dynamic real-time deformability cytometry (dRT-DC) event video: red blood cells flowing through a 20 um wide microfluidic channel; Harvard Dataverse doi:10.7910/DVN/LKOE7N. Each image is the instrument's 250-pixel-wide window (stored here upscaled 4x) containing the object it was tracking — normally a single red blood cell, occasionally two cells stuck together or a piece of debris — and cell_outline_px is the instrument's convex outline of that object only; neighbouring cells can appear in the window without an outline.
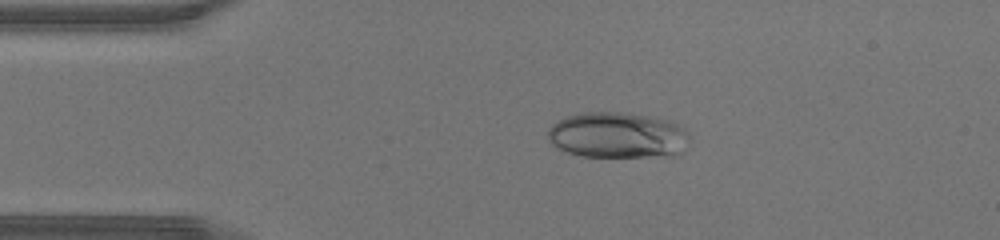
{"species": "human", "species_latin": "Homo sapiens", "temperature_condition": "warm", "stored_images_in_passage": 37, "camera_frame_rate_fps": 3000, "um_per_image_px": 0.085, "donor": {"sex": "male"}, "frame": {"image": 1, "passage_image": 2, "time_ms": 0.333, "image_size_px": [1000, 240], "cell_outline_px": [[688, 136], [676, 152], [672, 156], [580, 156], [568, 152], [552, 144], [548, 140], [548, 128], [552, 124], [568, 116], [584, 112], [624, 112], [672, 120], [680, 124], [688, 132]], "centroid_in_image_um": [52.45, 11.47], "position_along_channel_um": 32.6, "area_um2": 37.45}}
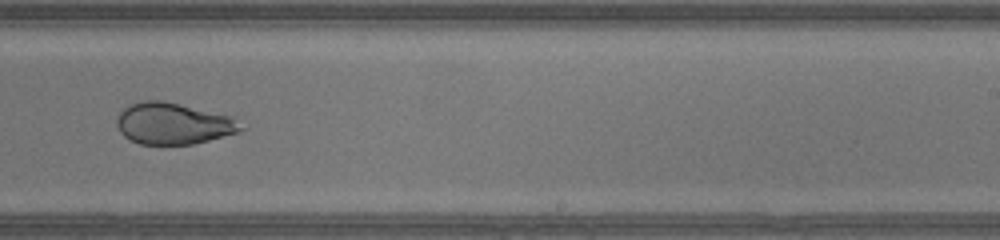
{"frame": {"image": 2, "passage_image": 20, "time_ms": 6.333, "image_size_px": [1000, 240], "cell_outline_px": [[248, 128], [240, 132], [192, 144], [140, 144], [124, 136], [120, 132], [116, 124], [116, 120], [120, 112], [128, 104], [140, 100], [164, 100], [228, 116]], "centroid_in_image_um": [14.69, 10.5], "position_along_channel_um": 274.3, "area_um2": 29.88}}
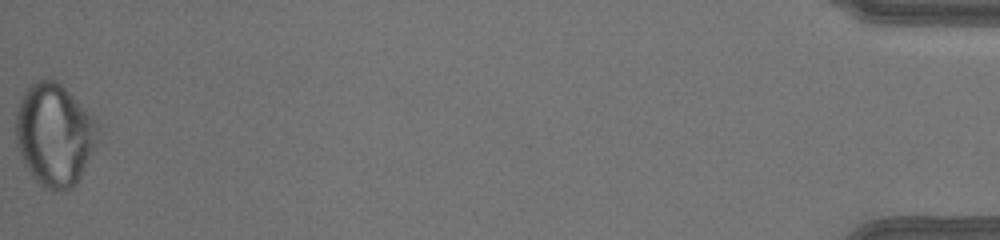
{"frame": {"image": 3, "passage_image": 37, "time_ms": 12.0, "image_size_px": [1000, 240], "cell_outline_px": [[100, 136], [76, 184], [72, 188], [64, 192], [52, 192], [44, 188], [32, 176], [24, 164], [16, 140], [16, 108], [28, 84], [40, 80], [56, 80], [96, 120], [100, 128]], "centroid_in_image_um": [4.62, 11.48], "position_along_channel_um": 430.6, "area_um2": 48.96}}